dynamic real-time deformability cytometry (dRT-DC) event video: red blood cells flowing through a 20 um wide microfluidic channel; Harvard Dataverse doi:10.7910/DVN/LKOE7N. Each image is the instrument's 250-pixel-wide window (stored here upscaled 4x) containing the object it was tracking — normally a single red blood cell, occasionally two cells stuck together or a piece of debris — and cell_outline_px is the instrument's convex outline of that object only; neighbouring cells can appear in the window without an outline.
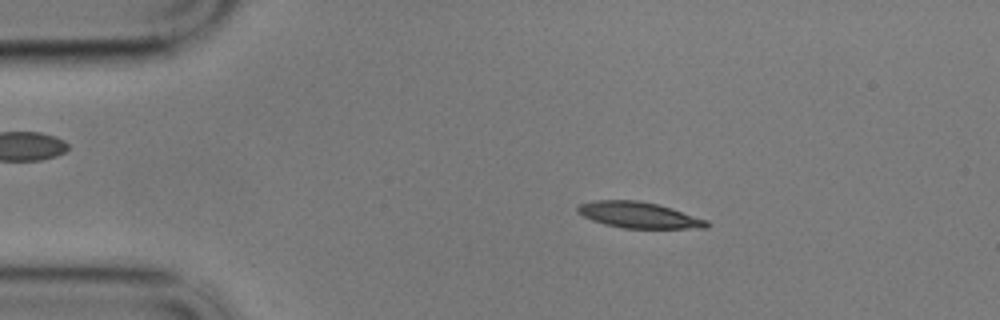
{"species": "common noctule bat (a hibernating species)", "species_latin": "Nyctalus noctula", "temperature_condition": "cold", "stored_images_in_passage": 16, "camera_frame_rate_fps": 3000, "um_per_image_px": 0.085, "animal": {"sex": "male", "body_mass_g": 17.9}, "frame": {"image": 1, "passage_image": 10, "time_ms": 3.0, "image_size_px": [1000, 320], "cell_outline_px": [[712, 224], [708, 228], [624, 228], [604, 224], [592, 220], [576, 212], [576, 208], [580, 204], [596, 200], [640, 200], [672, 208], [708, 220]], "centroid_in_image_um": [54.33, 18.28], "position_along_channel_um": 30.7, "area_um2": 19.65}}
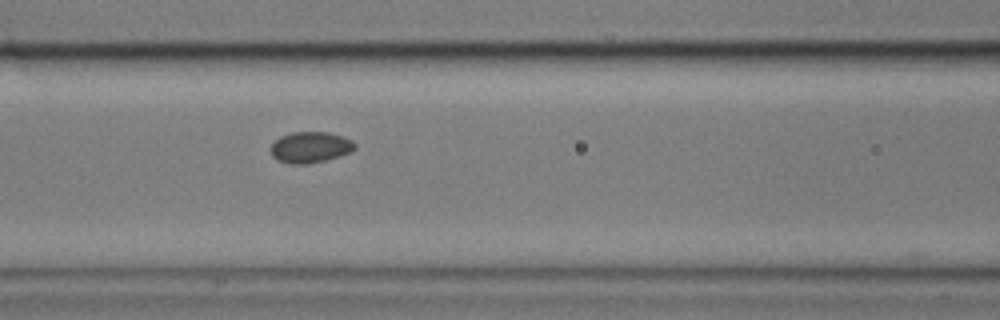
{"frame": {"image": 2, "passage_image": 15, "time_ms": 4.667, "image_size_px": [1000, 320], "cell_outline_px": [[356, 148], [352, 152], [340, 156], [308, 164], [292, 164], [276, 160], [272, 156], [272, 144], [280, 136], [292, 132], [328, 132], [352, 140], [356, 144]], "centroid_in_image_um": [26.39, 12.52], "position_along_channel_um": 140.2, "area_um2": 15.2}}